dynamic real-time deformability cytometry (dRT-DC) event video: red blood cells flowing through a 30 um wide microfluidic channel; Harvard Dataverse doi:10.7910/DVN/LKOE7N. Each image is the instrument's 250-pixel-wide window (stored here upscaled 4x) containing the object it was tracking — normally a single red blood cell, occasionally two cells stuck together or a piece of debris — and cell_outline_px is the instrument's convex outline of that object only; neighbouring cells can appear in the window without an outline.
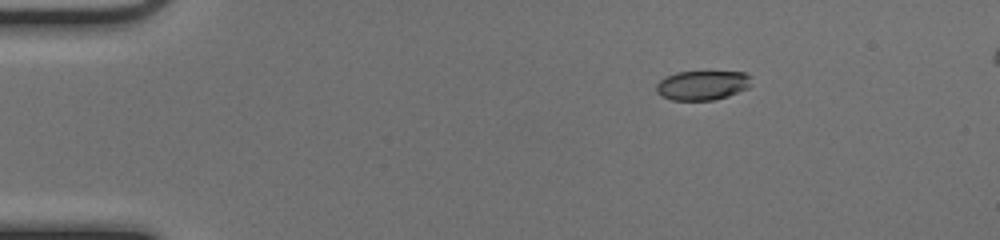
{"species": "common noctule bat (a hibernating species)", "species_latin": "Nyctalus noctula", "temperature_condition": "cold", "stored_images_in_passage": 45, "segment_of_instrument_passage": [1, 2], "camera_frame_rate_fps": 3000, "um_per_image_px": 0.085, "animal": {"sex": "female", "body_mass_g": 17.0, "forearm_length_mm": 48.0}, "frame": {"image": 1, "passage_image": 1, "time_ms": 0.0, "image_size_px": [1000, 240], "cell_outline_px": [[752, 84], [748, 88], [728, 96], [712, 100], [672, 100], [660, 96], [656, 92], [656, 84], [660, 80], [676, 72], [744, 72], [752, 76]], "centroid_in_image_um": [59.72, 7.25], "position_along_channel_um": 25.3, "area_um2": 16.42}}
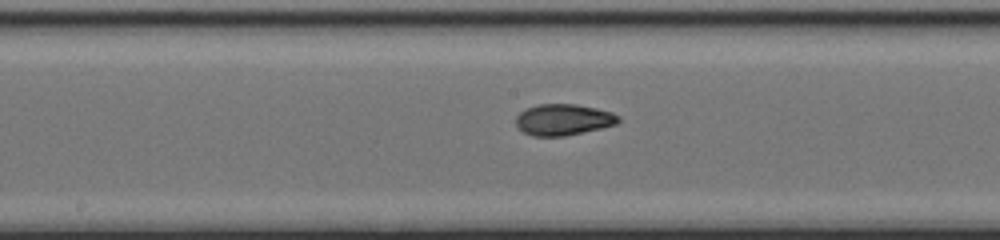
{"frame": {"image": 2, "passage_image": 20, "time_ms": 6.333, "image_size_px": [1000, 240], "cell_outline_px": [[620, 120], [616, 124], [600, 128], [564, 136], [532, 136], [524, 132], [516, 124], [516, 116], [524, 108], [536, 104], [576, 104], [596, 108], [612, 112], [620, 116]], "centroid_in_image_um": [47.87, 10.16], "position_along_channel_um": 200.3, "area_um2": 18.67}}
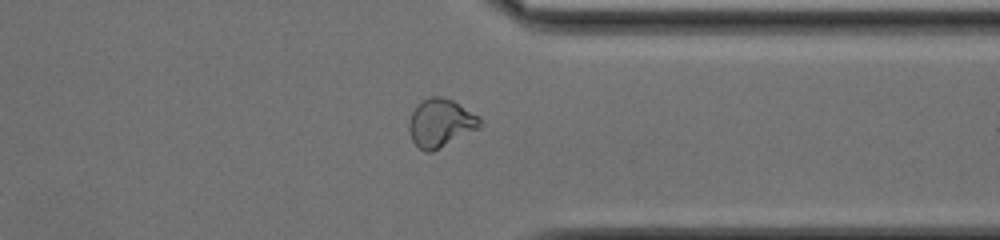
{"frame": {"image": 3, "passage_image": 33, "time_ms": 10.667, "image_size_px": [1000, 240], "cell_outline_px": [[484, 124], [480, 128], [432, 152], [424, 152], [412, 140], [408, 132], [408, 124], [412, 112], [424, 100], [432, 96], [440, 96], [452, 100], [480, 116]], "centroid_in_image_um": [37.48, 10.47], "position_along_channel_um": 373.9, "area_um2": 19.94}}